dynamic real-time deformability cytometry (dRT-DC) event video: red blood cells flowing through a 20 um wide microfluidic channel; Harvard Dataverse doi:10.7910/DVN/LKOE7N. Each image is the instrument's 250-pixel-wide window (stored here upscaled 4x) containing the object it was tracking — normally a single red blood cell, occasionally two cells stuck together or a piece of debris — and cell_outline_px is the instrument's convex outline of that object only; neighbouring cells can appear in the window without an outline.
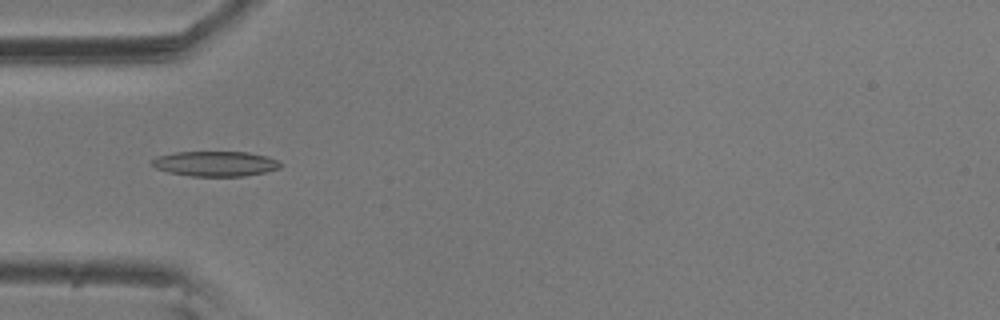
{"species": "common noctule bat (a hibernating species)", "species_latin": "Nyctalus noctula", "temperature_condition": "room temperature", "stored_images_in_passage": 11, "camera_frame_rate_fps": 3000, "um_per_image_px": 0.085, "animal": {"sex": "male", "body_mass_g": 20.5, "forearm_length_mm": 52.5}, "frame": {"image": 1, "passage_image": 4, "time_ms": 1.0, "image_size_px": [1000, 320], "cell_outline_px": [[284, 164], [280, 168], [264, 172], [244, 176], [192, 176], [168, 172], [156, 168], [148, 164], [156, 156], [176, 152], [248, 152], [268, 156], [280, 160]], "centroid_in_image_um": [18.32, 13.91], "position_along_channel_um": 66.7, "area_um2": 19.02}}
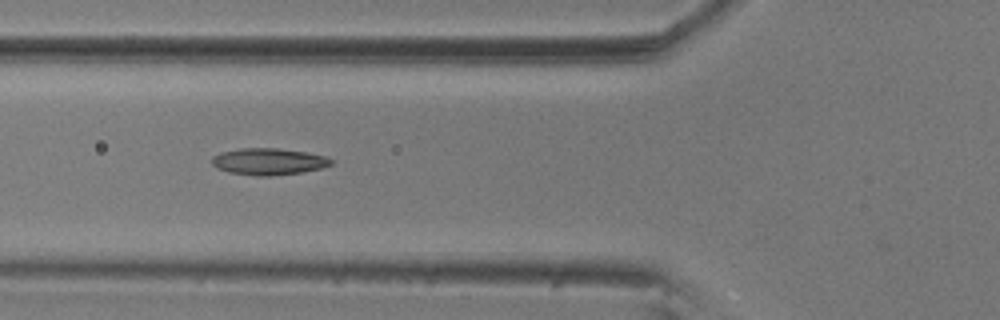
{"frame": {"image": 2, "passage_image": 7, "time_ms": 2.0, "image_size_px": [1000, 320], "cell_outline_px": [[332, 164], [320, 168], [300, 172], [268, 176], [256, 176], [228, 172], [216, 168], [212, 164], [212, 156], [220, 152], [240, 148], [276, 148], [304, 152], [324, 156], [332, 160]], "centroid_in_image_um": [22.76, 13.73], "position_along_channel_um": 103.0, "area_um2": 18.38}}
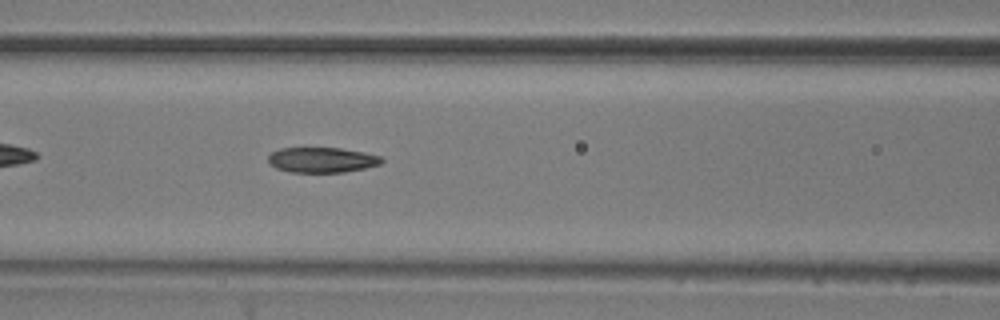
{"frame": {"image": 3, "passage_image": 10, "time_ms": 3.0, "image_size_px": [1000, 320], "cell_outline_px": [[384, 160], [380, 164], [364, 168], [344, 172], [288, 172], [276, 168], [268, 164], [268, 156], [272, 152], [280, 148], [340, 148], [364, 152], [380, 156]], "centroid_in_image_um": [27.33, 13.59], "position_along_channel_um": 139.3, "area_um2": 16.7}}